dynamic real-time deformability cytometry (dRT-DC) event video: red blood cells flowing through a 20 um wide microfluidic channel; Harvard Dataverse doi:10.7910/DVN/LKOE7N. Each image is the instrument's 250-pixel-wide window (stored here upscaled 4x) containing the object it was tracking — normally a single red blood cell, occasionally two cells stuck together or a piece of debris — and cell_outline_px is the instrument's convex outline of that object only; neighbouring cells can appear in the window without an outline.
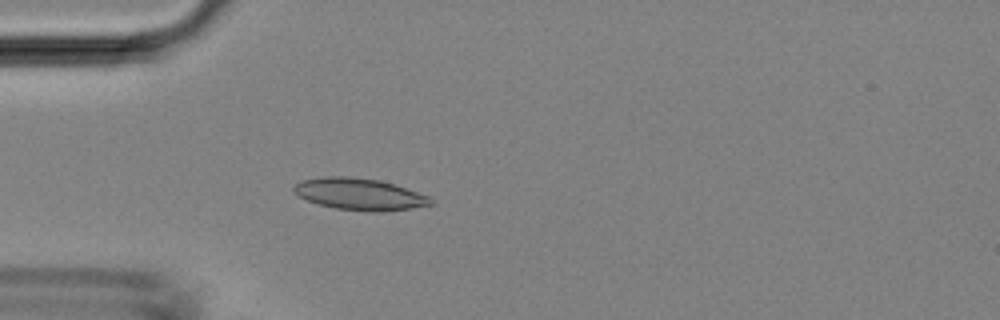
{"species": "Egyptian fruit bat (a non-hibernating species)", "species_latin": "Rousettus aegyptiacus", "temperature_condition": "room temperature", "stored_images_in_passage": 37, "camera_frame_rate_fps": 3000, "um_per_image_px": 0.085, "animal": {"sex": "female"}, "frame": {"image": 1, "passage_image": 5, "time_ms": 1.333, "image_size_px": [1000, 320], "cell_outline_px": [[436, 204], [412, 208], [380, 212], [372, 212], [336, 208], [320, 204], [308, 200], [300, 196], [292, 188], [300, 180], [324, 176], [348, 176], [380, 180], [396, 184], [432, 196], [436, 200]], "centroid_in_image_um": [30.67, 16.5], "position_along_channel_um": 54.3, "area_um2": 25.66}}
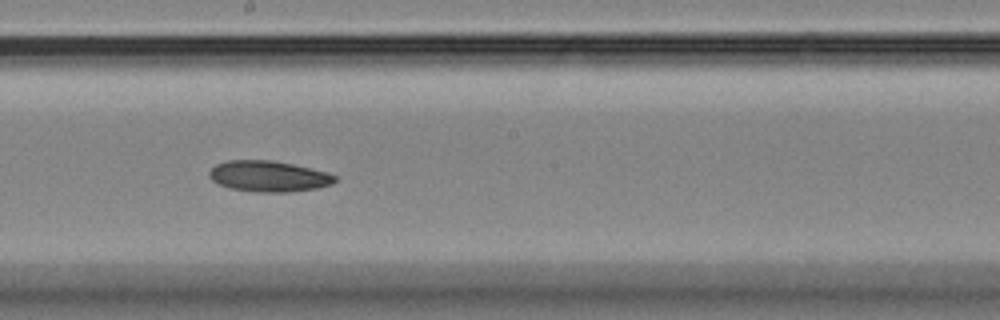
{"frame": {"image": 2, "passage_image": 17, "time_ms": 5.333, "image_size_px": [1000, 320], "cell_outline_px": [[336, 180], [332, 184], [316, 188], [288, 192], [256, 192], [232, 188], [220, 184], [212, 180], [208, 176], [208, 172], [216, 164], [228, 160], [272, 160], [312, 168], [328, 172], [336, 176]], "centroid_in_image_um": [22.84, 14.97], "position_along_channel_um": 225.4, "area_um2": 22.6}}
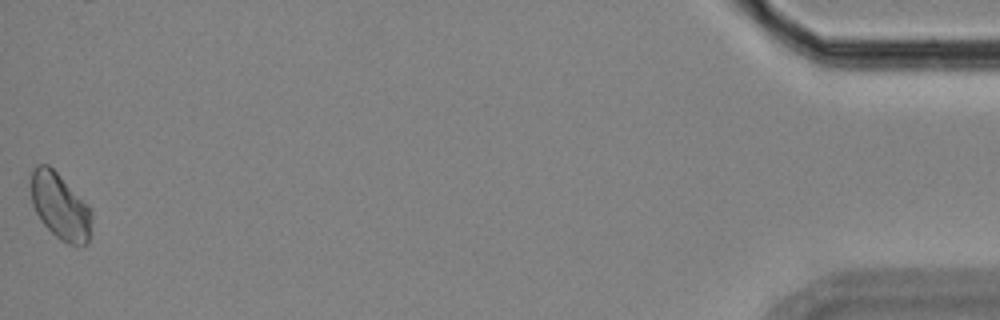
{"frame": {"image": 3, "passage_image": 37, "time_ms": 12.0, "image_size_px": [1000, 320], "cell_outline_px": [[92, 232], [88, 244], [80, 248], [76, 248], [60, 240], [40, 220], [32, 204], [28, 184], [28, 180], [32, 168], [36, 164], [48, 164], [88, 204], [92, 212]], "centroid_in_image_um": [5.11, 17.56], "position_along_channel_um": 430.1, "area_um2": 24.33}}